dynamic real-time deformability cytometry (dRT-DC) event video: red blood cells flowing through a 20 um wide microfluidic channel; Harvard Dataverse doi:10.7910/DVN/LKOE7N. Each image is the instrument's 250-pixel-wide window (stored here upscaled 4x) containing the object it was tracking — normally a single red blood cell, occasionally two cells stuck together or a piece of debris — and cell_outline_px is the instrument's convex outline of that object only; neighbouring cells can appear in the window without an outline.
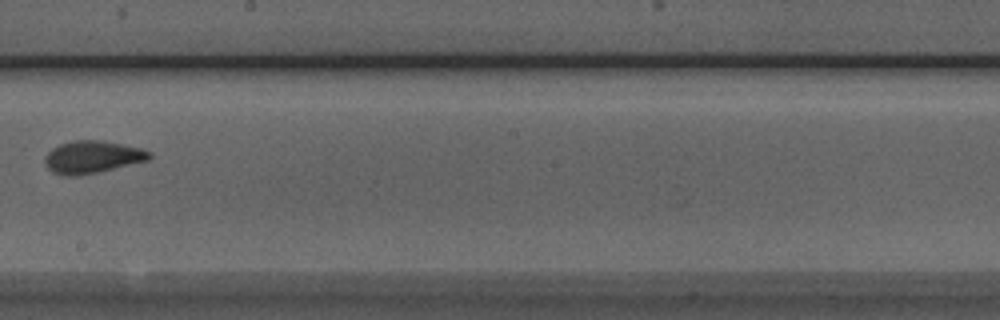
{"species": "Egyptian fruit bat (a non-hibernating species)", "species_latin": "Rousettus aegyptiacus", "temperature_condition": "room temperature", "stored_images_in_passage": 7, "camera_frame_rate_fps": 3000, "um_per_image_px": 0.085, "animal": {"sex": "male"}, "frame": {"image": 1, "passage_image": 7, "time_ms": 7.0, "image_size_px": [1000, 320], "cell_outline_px": [[152, 156], [148, 160], [96, 172], [76, 176], [64, 176], [52, 172], [48, 168], [44, 160], [44, 156], [52, 148], [60, 144], [72, 140], [100, 140], [144, 148], [152, 152]], "centroid_in_image_um": [7.84, 13.33], "position_along_channel_um": 240.4, "area_um2": 19.77}}